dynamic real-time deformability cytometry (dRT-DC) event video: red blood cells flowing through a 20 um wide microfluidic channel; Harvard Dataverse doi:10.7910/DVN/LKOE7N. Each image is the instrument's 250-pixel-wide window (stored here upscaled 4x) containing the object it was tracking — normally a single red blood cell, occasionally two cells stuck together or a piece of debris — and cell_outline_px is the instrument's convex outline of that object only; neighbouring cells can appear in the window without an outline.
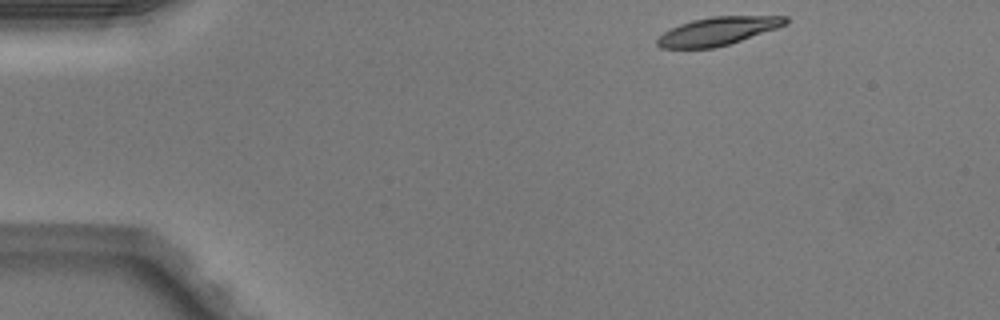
{"species": "Egyptian fruit bat (a non-hibernating species)", "species_latin": "Rousettus aegyptiacus", "temperature_condition": "warm", "stored_images_in_passage": 8, "camera_frame_rate_fps": 3000, "um_per_image_px": 0.085, "animal": {"sex": "male"}, "frame": {"image": 1, "passage_image": 1, "time_ms": 0.0, "image_size_px": [1000, 320], "cell_outline_px": [[788, 24], [728, 44], [712, 48], [660, 48], [656, 44], [656, 40], [664, 32], [680, 24], [692, 20], [712, 16], [788, 16]], "centroid_in_image_um": [61.0, 2.64], "position_along_channel_um": 24.0, "area_um2": 20.81}}